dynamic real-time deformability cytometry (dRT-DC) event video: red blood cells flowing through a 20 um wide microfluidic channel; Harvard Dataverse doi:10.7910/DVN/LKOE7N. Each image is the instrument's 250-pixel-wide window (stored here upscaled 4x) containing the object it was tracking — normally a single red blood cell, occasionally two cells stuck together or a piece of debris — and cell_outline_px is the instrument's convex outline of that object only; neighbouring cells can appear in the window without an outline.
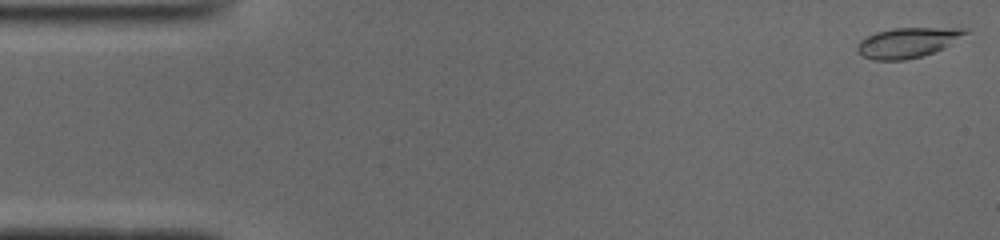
{"species": "common noctule bat (a hibernating species)", "species_latin": "Nyctalus noctula", "temperature_condition": "cold", "stored_images_in_passage": 10, "camera_frame_rate_fps": 3000, "um_per_image_px": 0.085, "animal": {"sex": "male", "body_mass_g": 19.0, "forearm_length_mm": 50.8}, "frame": {"image": 1, "passage_image": 1, "time_ms": 0.0, "image_size_px": [1000, 240], "cell_outline_px": [[968, 32], [944, 48], [920, 56], [904, 60], [872, 60], [864, 56], [856, 48], [860, 40], [876, 32], [892, 28], [968, 28]], "centroid_in_image_um": [77.13, 3.61], "position_along_channel_um": 7.9, "area_um2": 18.61}}